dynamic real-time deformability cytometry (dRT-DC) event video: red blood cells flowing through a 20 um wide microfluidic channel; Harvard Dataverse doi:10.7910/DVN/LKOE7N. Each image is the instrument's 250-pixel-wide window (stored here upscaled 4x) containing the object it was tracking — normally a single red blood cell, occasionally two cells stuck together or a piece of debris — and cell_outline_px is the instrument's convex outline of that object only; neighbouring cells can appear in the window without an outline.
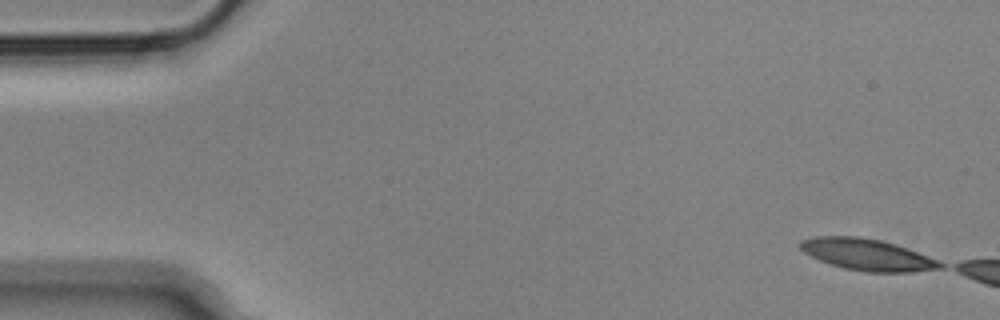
{"species": "Egyptian fruit bat (a non-hibernating species)", "species_latin": "Rousettus aegyptiacus", "temperature_condition": "cold", "stored_images_in_passage": 10, "camera_frame_rate_fps": 3000, "um_per_image_px": 0.085, "animal": {"sex": "male"}, "frame": {"image": 1, "passage_image": 1, "time_ms": 0.0, "image_size_px": [1000, 320], "cell_outline_px": [[944, 268], [912, 272], [864, 272], [844, 268], [820, 260], [804, 252], [800, 248], [800, 240], [816, 236], [860, 236], [880, 240], [896, 244], [928, 256], [944, 264]], "centroid_in_image_um": [73.72, 21.64], "position_along_channel_um": 11.3, "area_um2": 25.61}}